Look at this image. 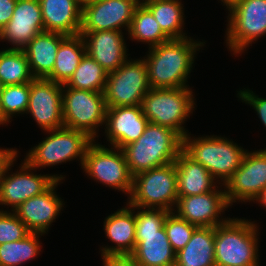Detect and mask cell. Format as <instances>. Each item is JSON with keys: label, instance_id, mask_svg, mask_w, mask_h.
<instances>
[{"label": "cell", "instance_id": "cell-1", "mask_svg": "<svg viewBox=\"0 0 266 266\" xmlns=\"http://www.w3.org/2000/svg\"><path fill=\"white\" fill-rule=\"evenodd\" d=\"M204 45L190 37L170 39L149 48L144 58L151 88H183L190 74L195 52Z\"/></svg>", "mask_w": 266, "mask_h": 266}, {"label": "cell", "instance_id": "cell-2", "mask_svg": "<svg viewBox=\"0 0 266 266\" xmlns=\"http://www.w3.org/2000/svg\"><path fill=\"white\" fill-rule=\"evenodd\" d=\"M135 209L139 210L135 212L136 247L129 257L139 266H175L176 253L164 228L171 212L162 208Z\"/></svg>", "mask_w": 266, "mask_h": 266}, {"label": "cell", "instance_id": "cell-3", "mask_svg": "<svg viewBox=\"0 0 266 266\" xmlns=\"http://www.w3.org/2000/svg\"><path fill=\"white\" fill-rule=\"evenodd\" d=\"M183 148V138L170 128L148 123L144 133L121 148L130 173L136 174L173 163Z\"/></svg>", "mask_w": 266, "mask_h": 266}, {"label": "cell", "instance_id": "cell-4", "mask_svg": "<svg viewBox=\"0 0 266 266\" xmlns=\"http://www.w3.org/2000/svg\"><path fill=\"white\" fill-rule=\"evenodd\" d=\"M258 228L246 219L229 218L215 227V266H259Z\"/></svg>", "mask_w": 266, "mask_h": 266}, {"label": "cell", "instance_id": "cell-5", "mask_svg": "<svg viewBox=\"0 0 266 266\" xmlns=\"http://www.w3.org/2000/svg\"><path fill=\"white\" fill-rule=\"evenodd\" d=\"M182 150L194 161L205 167L220 184H225L240 167L247 152L233 141L219 136L191 138L188 133L183 138Z\"/></svg>", "mask_w": 266, "mask_h": 266}, {"label": "cell", "instance_id": "cell-6", "mask_svg": "<svg viewBox=\"0 0 266 266\" xmlns=\"http://www.w3.org/2000/svg\"><path fill=\"white\" fill-rule=\"evenodd\" d=\"M194 105L189 87L151 88L141 103L143 115L150 123L170 128L182 138L188 134L182 125L195 109Z\"/></svg>", "mask_w": 266, "mask_h": 266}, {"label": "cell", "instance_id": "cell-7", "mask_svg": "<svg viewBox=\"0 0 266 266\" xmlns=\"http://www.w3.org/2000/svg\"><path fill=\"white\" fill-rule=\"evenodd\" d=\"M128 205L136 208H162L173 212L178 200L174 162L133 176Z\"/></svg>", "mask_w": 266, "mask_h": 266}, {"label": "cell", "instance_id": "cell-8", "mask_svg": "<svg viewBox=\"0 0 266 266\" xmlns=\"http://www.w3.org/2000/svg\"><path fill=\"white\" fill-rule=\"evenodd\" d=\"M48 137L31 148L25 161L34 169L55 166L79 157L81 167L89 145L94 141L86 133L68 127L48 130Z\"/></svg>", "mask_w": 266, "mask_h": 266}, {"label": "cell", "instance_id": "cell-9", "mask_svg": "<svg viewBox=\"0 0 266 266\" xmlns=\"http://www.w3.org/2000/svg\"><path fill=\"white\" fill-rule=\"evenodd\" d=\"M106 104L103 92H94L62 85V112L65 127L86 133L91 139L105 124Z\"/></svg>", "mask_w": 266, "mask_h": 266}, {"label": "cell", "instance_id": "cell-10", "mask_svg": "<svg viewBox=\"0 0 266 266\" xmlns=\"http://www.w3.org/2000/svg\"><path fill=\"white\" fill-rule=\"evenodd\" d=\"M82 169L88 176L106 185V187L118 189L130 196L133 175L130 173L120 148H105L103 145L96 144L94 140L87 148Z\"/></svg>", "mask_w": 266, "mask_h": 266}, {"label": "cell", "instance_id": "cell-11", "mask_svg": "<svg viewBox=\"0 0 266 266\" xmlns=\"http://www.w3.org/2000/svg\"><path fill=\"white\" fill-rule=\"evenodd\" d=\"M150 89L145 60L127 59L116 71L108 73L103 92L106 107L141 105Z\"/></svg>", "mask_w": 266, "mask_h": 266}, {"label": "cell", "instance_id": "cell-12", "mask_svg": "<svg viewBox=\"0 0 266 266\" xmlns=\"http://www.w3.org/2000/svg\"><path fill=\"white\" fill-rule=\"evenodd\" d=\"M229 11L226 44L237 55L265 36L266 0H242Z\"/></svg>", "mask_w": 266, "mask_h": 266}, {"label": "cell", "instance_id": "cell-13", "mask_svg": "<svg viewBox=\"0 0 266 266\" xmlns=\"http://www.w3.org/2000/svg\"><path fill=\"white\" fill-rule=\"evenodd\" d=\"M221 186H225L229 206L237 201L255 202L266 188V148L255 152L247 151L240 167Z\"/></svg>", "mask_w": 266, "mask_h": 266}, {"label": "cell", "instance_id": "cell-14", "mask_svg": "<svg viewBox=\"0 0 266 266\" xmlns=\"http://www.w3.org/2000/svg\"><path fill=\"white\" fill-rule=\"evenodd\" d=\"M14 161L16 158L7 166L0 182V205L11 206L12 212L24 201L43 193L56 180L64 179L62 175L34 174L31 170L35 169L25 160L21 164L19 172L7 174L10 173L8 171L11 170Z\"/></svg>", "mask_w": 266, "mask_h": 266}, {"label": "cell", "instance_id": "cell-15", "mask_svg": "<svg viewBox=\"0 0 266 266\" xmlns=\"http://www.w3.org/2000/svg\"><path fill=\"white\" fill-rule=\"evenodd\" d=\"M138 0H96L82 6L80 31H129ZM122 27V28H121Z\"/></svg>", "mask_w": 266, "mask_h": 266}, {"label": "cell", "instance_id": "cell-16", "mask_svg": "<svg viewBox=\"0 0 266 266\" xmlns=\"http://www.w3.org/2000/svg\"><path fill=\"white\" fill-rule=\"evenodd\" d=\"M26 113H30L44 131L63 127L62 85L45 78H34L30 82Z\"/></svg>", "mask_w": 266, "mask_h": 266}, {"label": "cell", "instance_id": "cell-17", "mask_svg": "<svg viewBox=\"0 0 266 266\" xmlns=\"http://www.w3.org/2000/svg\"><path fill=\"white\" fill-rule=\"evenodd\" d=\"M228 207L225 189L215 188L205 194L178 197L175 206L177 211L174 209L173 212L198 227H216L229 219L219 218L221 212L223 213Z\"/></svg>", "mask_w": 266, "mask_h": 266}, {"label": "cell", "instance_id": "cell-18", "mask_svg": "<svg viewBox=\"0 0 266 266\" xmlns=\"http://www.w3.org/2000/svg\"><path fill=\"white\" fill-rule=\"evenodd\" d=\"M39 0H17L12 18L0 31V39L23 49L37 34L44 32Z\"/></svg>", "mask_w": 266, "mask_h": 266}, {"label": "cell", "instance_id": "cell-19", "mask_svg": "<svg viewBox=\"0 0 266 266\" xmlns=\"http://www.w3.org/2000/svg\"><path fill=\"white\" fill-rule=\"evenodd\" d=\"M148 123L141 105L107 107L104 128L107 141L121 149L135 142L144 133Z\"/></svg>", "mask_w": 266, "mask_h": 266}, {"label": "cell", "instance_id": "cell-20", "mask_svg": "<svg viewBox=\"0 0 266 266\" xmlns=\"http://www.w3.org/2000/svg\"><path fill=\"white\" fill-rule=\"evenodd\" d=\"M60 180H56L43 193L29 198L13 210L32 233L45 234L59 215L63 201L55 192Z\"/></svg>", "mask_w": 266, "mask_h": 266}, {"label": "cell", "instance_id": "cell-21", "mask_svg": "<svg viewBox=\"0 0 266 266\" xmlns=\"http://www.w3.org/2000/svg\"><path fill=\"white\" fill-rule=\"evenodd\" d=\"M86 53L107 73L116 71L127 60V47L123 32L118 30L80 31Z\"/></svg>", "mask_w": 266, "mask_h": 266}, {"label": "cell", "instance_id": "cell-22", "mask_svg": "<svg viewBox=\"0 0 266 266\" xmlns=\"http://www.w3.org/2000/svg\"><path fill=\"white\" fill-rule=\"evenodd\" d=\"M105 218L106 237L114 246L101 247L102 259L111 257H129L135 250V207L126 205ZM132 208V209H131ZM134 211V212H133Z\"/></svg>", "mask_w": 266, "mask_h": 266}, {"label": "cell", "instance_id": "cell-23", "mask_svg": "<svg viewBox=\"0 0 266 266\" xmlns=\"http://www.w3.org/2000/svg\"><path fill=\"white\" fill-rule=\"evenodd\" d=\"M47 32L66 36L80 34L82 6L77 0H39Z\"/></svg>", "mask_w": 266, "mask_h": 266}, {"label": "cell", "instance_id": "cell-24", "mask_svg": "<svg viewBox=\"0 0 266 266\" xmlns=\"http://www.w3.org/2000/svg\"><path fill=\"white\" fill-rule=\"evenodd\" d=\"M177 172L178 197L205 194L213 191L217 180L200 163L190 158L183 150L174 161Z\"/></svg>", "mask_w": 266, "mask_h": 266}, {"label": "cell", "instance_id": "cell-25", "mask_svg": "<svg viewBox=\"0 0 266 266\" xmlns=\"http://www.w3.org/2000/svg\"><path fill=\"white\" fill-rule=\"evenodd\" d=\"M66 35L57 32L37 34L22 50L34 78H47L53 70L60 42Z\"/></svg>", "mask_w": 266, "mask_h": 266}, {"label": "cell", "instance_id": "cell-26", "mask_svg": "<svg viewBox=\"0 0 266 266\" xmlns=\"http://www.w3.org/2000/svg\"><path fill=\"white\" fill-rule=\"evenodd\" d=\"M215 227H198L176 253L175 266H215Z\"/></svg>", "mask_w": 266, "mask_h": 266}, {"label": "cell", "instance_id": "cell-27", "mask_svg": "<svg viewBox=\"0 0 266 266\" xmlns=\"http://www.w3.org/2000/svg\"><path fill=\"white\" fill-rule=\"evenodd\" d=\"M86 54V46L81 34L66 36L59 45L52 73L46 78L65 85Z\"/></svg>", "mask_w": 266, "mask_h": 266}, {"label": "cell", "instance_id": "cell-28", "mask_svg": "<svg viewBox=\"0 0 266 266\" xmlns=\"http://www.w3.org/2000/svg\"><path fill=\"white\" fill-rule=\"evenodd\" d=\"M144 5L151 11L162 31L170 39L188 37L182 29L184 28V9L179 0H157Z\"/></svg>", "mask_w": 266, "mask_h": 266}, {"label": "cell", "instance_id": "cell-29", "mask_svg": "<svg viewBox=\"0 0 266 266\" xmlns=\"http://www.w3.org/2000/svg\"><path fill=\"white\" fill-rule=\"evenodd\" d=\"M128 35L132 40L147 43L149 48L170 40L160 28L151 11L143 4H139L134 11Z\"/></svg>", "mask_w": 266, "mask_h": 266}, {"label": "cell", "instance_id": "cell-30", "mask_svg": "<svg viewBox=\"0 0 266 266\" xmlns=\"http://www.w3.org/2000/svg\"><path fill=\"white\" fill-rule=\"evenodd\" d=\"M33 79L23 50L8 48L0 51V80L4 86L29 83Z\"/></svg>", "mask_w": 266, "mask_h": 266}, {"label": "cell", "instance_id": "cell-31", "mask_svg": "<svg viewBox=\"0 0 266 266\" xmlns=\"http://www.w3.org/2000/svg\"><path fill=\"white\" fill-rule=\"evenodd\" d=\"M107 77V71L86 53L65 86L80 90L104 92Z\"/></svg>", "mask_w": 266, "mask_h": 266}, {"label": "cell", "instance_id": "cell-32", "mask_svg": "<svg viewBox=\"0 0 266 266\" xmlns=\"http://www.w3.org/2000/svg\"><path fill=\"white\" fill-rule=\"evenodd\" d=\"M39 235L30 233L24 239L0 245V266H21L34 259L40 252Z\"/></svg>", "mask_w": 266, "mask_h": 266}, {"label": "cell", "instance_id": "cell-33", "mask_svg": "<svg viewBox=\"0 0 266 266\" xmlns=\"http://www.w3.org/2000/svg\"><path fill=\"white\" fill-rule=\"evenodd\" d=\"M29 95L30 82L3 87L0 99V125L8 124L12 116L16 114L26 113L29 105Z\"/></svg>", "mask_w": 266, "mask_h": 266}, {"label": "cell", "instance_id": "cell-34", "mask_svg": "<svg viewBox=\"0 0 266 266\" xmlns=\"http://www.w3.org/2000/svg\"><path fill=\"white\" fill-rule=\"evenodd\" d=\"M164 228L174 252L177 253L191 239L198 226L181 219L174 212H171L166 217Z\"/></svg>", "mask_w": 266, "mask_h": 266}, {"label": "cell", "instance_id": "cell-35", "mask_svg": "<svg viewBox=\"0 0 266 266\" xmlns=\"http://www.w3.org/2000/svg\"><path fill=\"white\" fill-rule=\"evenodd\" d=\"M30 233L14 212L0 210V245L24 239Z\"/></svg>", "mask_w": 266, "mask_h": 266}, {"label": "cell", "instance_id": "cell-36", "mask_svg": "<svg viewBox=\"0 0 266 266\" xmlns=\"http://www.w3.org/2000/svg\"><path fill=\"white\" fill-rule=\"evenodd\" d=\"M238 97L243 100L242 102L249 104L255 109L261 122L266 127V98L256 96L253 91L249 89L240 90L238 92Z\"/></svg>", "mask_w": 266, "mask_h": 266}, {"label": "cell", "instance_id": "cell-37", "mask_svg": "<svg viewBox=\"0 0 266 266\" xmlns=\"http://www.w3.org/2000/svg\"><path fill=\"white\" fill-rule=\"evenodd\" d=\"M17 0H0V31L10 21Z\"/></svg>", "mask_w": 266, "mask_h": 266}, {"label": "cell", "instance_id": "cell-38", "mask_svg": "<svg viewBox=\"0 0 266 266\" xmlns=\"http://www.w3.org/2000/svg\"><path fill=\"white\" fill-rule=\"evenodd\" d=\"M18 151L13 148H0V182L7 166L16 158Z\"/></svg>", "mask_w": 266, "mask_h": 266}, {"label": "cell", "instance_id": "cell-39", "mask_svg": "<svg viewBox=\"0 0 266 266\" xmlns=\"http://www.w3.org/2000/svg\"><path fill=\"white\" fill-rule=\"evenodd\" d=\"M104 266H139L130 257H111L103 260Z\"/></svg>", "mask_w": 266, "mask_h": 266}, {"label": "cell", "instance_id": "cell-40", "mask_svg": "<svg viewBox=\"0 0 266 266\" xmlns=\"http://www.w3.org/2000/svg\"><path fill=\"white\" fill-rule=\"evenodd\" d=\"M223 2V6L226 5V9L230 10L233 8L236 4L240 3L242 0H221Z\"/></svg>", "mask_w": 266, "mask_h": 266}, {"label": "cell", "instance_id": "cell-41", "mask_svg": "<svg viewBox=\"0 0 266 266\" xmlns=\"http://www.w3.org/2000/svg\"><path fill=\"white\" fill-rule=\"evenodd\" d=\"M256 202L260 203V205L266 207V188L262 191L259 197L255 200Z\"/></svg>", "mask_w": 266, "mask_h": 266}, {"label": "cell", "instance_id": "cell-42", "mask_svg": "<svg viewBox=\"0 0 266 266\" xmlns=\"http://www.w3.org/2000/svg\"><path fill=\"white\" fill-rule=\"evenodd\" d=\"M81 6L85 5V4H88L90 2H93V1H96V0H77Z\"/></svg>", "mask_w": 266, "mask_h": 266}, {"label": "cell", "instance_id": "cell-43", "mask_svg": "<svg viewBox=\"0 0 266 266\" xmlns=\"http://www.w3.org/2000/svg\"><path fill=\"white\" fill-rule=\"evenodd\" d=\"M153 1H157V0H138L139 4H145V3H150V2H153Z\"/></svg>", "mask_w": 266, "mask_h": 266}, {"label": "cell", "instance_id": "cell-44", "mask_svg": "<svg viewBox=\"0 0 266 266\" xmlns=\"http://www.w3.org/2000/svg\"><path fill=\"white\" fill-rule=\"evenodd\" d=\"M3 87H4V85H3V83L0 80V99H1V94H2Z\"/></svg>", "mask_w": 266, "mask_h": 266}]
</instances>
